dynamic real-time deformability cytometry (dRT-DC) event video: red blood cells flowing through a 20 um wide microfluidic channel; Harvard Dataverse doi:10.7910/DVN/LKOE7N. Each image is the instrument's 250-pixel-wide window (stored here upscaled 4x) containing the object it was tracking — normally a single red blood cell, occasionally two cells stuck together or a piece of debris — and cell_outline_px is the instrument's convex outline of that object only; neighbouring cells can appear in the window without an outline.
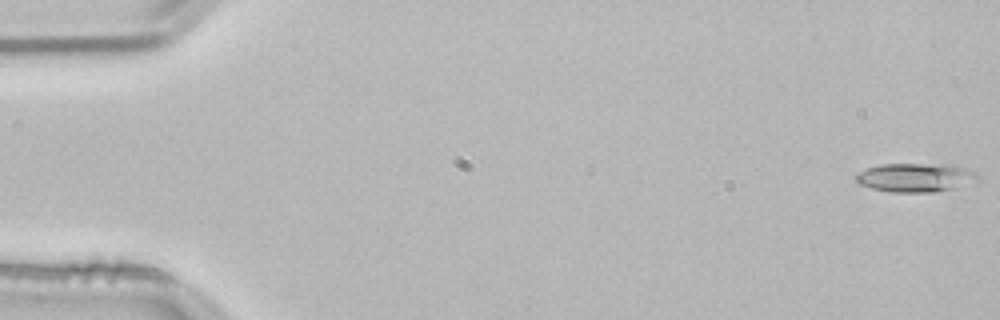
{"species": "common noctule bat (a hibernating species)", "species_latin": "Nyctalus noctula", "temperature_condition": "room temperature", "stored_images_in_passage": 53, "camera_frame_rate_fps": 3000, "um_per_image_px": 0.085, "animal": {"sex": "male", "body_mass_g": 21.5, "forearm_length_mm": 52.0}, "frame": {"image": 1, "passage_image": 1, "time_ms": 0.0, "image_size_px": [1000, 320], "cell_outline_px": [[980, 180], [956, 188], [932, 192], [892, 192], [872, 188], [860, 184], [856, 180], [856, 172], [880, 164], [952, 164], [976, 172]], "centroid_in_image_um": [77.85, 15.08], "position_along_channel_um": 7.2, "area_um2": 20.52}}
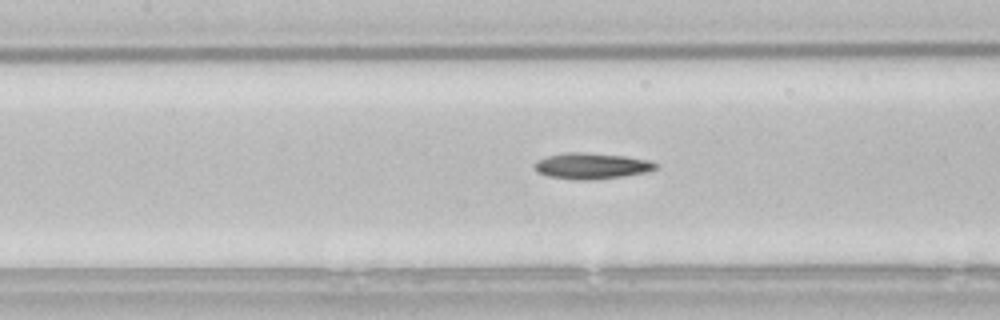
{"frame": {"image": 2, "passage_image": 24, "time_ms": 7.667, "image_size_px": [1000, 320], "cell_outline_px": [[660, 164], [656, 168], [648, 172], [624, 176], [588, 180], [580, 180], [548, 176], [536, 172], [532, 168], [532, 164], [536, 160], [548, 156], [564, 152], [584, 152], [624, 156], [648, 160]], "centroid_in_image_um": [50.24, 14.1], "position_along_channel_um": 157.2, "area_um2": 18.55}}
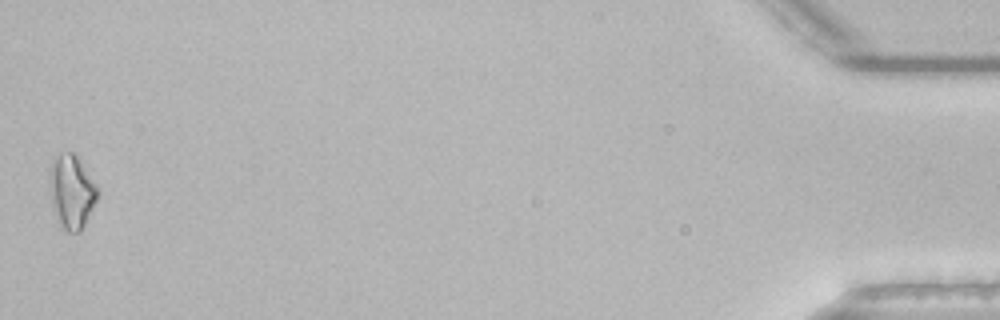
{"frame": {"image": 3, "passage_image": 53, "time_ms": 17.333, "image_size_px": [1000, 320], "cell_outline_px": [[100, 192], [80, 232], [64, 232], [56, 220], [52, 204], [52, 164], [60, 152], [72, 152], [76, 156], [100, 188]], "centroid_in_image_um": [6.14, 16.34], "position_along_channel_um": 429.1, "area_um2": 20.06}, "authors_computed_cell_mechanics": {"area_um2": 17.5712, "velocity_mm_per_s": 3.8176, "shape_relaxation_time_tau1_ms": 10.0975, "shape_relaxation_time_tau2_ms": null, "deformation_change_tau1": 0.2564, "deformation_change_tau2": null}}